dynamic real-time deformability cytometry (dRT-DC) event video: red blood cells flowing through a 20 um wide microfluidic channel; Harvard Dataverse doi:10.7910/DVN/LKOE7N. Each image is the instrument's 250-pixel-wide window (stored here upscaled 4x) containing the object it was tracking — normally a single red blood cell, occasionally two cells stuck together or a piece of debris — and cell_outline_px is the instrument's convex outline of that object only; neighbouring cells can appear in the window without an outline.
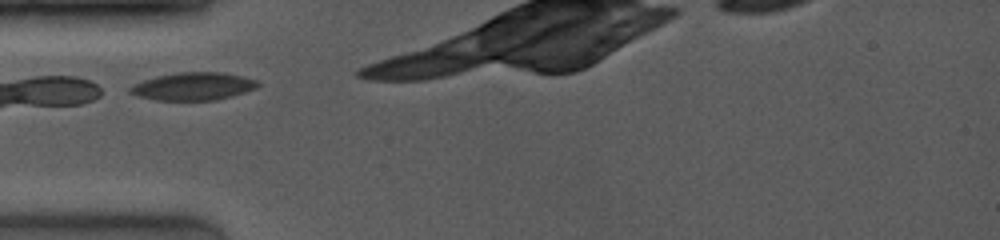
{"species": "common noctule bat (a hibernating species)", "species_latin": "Nyctalus noctula", "temperature_condition": "room temperature", "stored_images_in_passage": 4, "camera_frame_rate_fps": 4000, "um_per_image_px": 0.085, "animal": {"sex": "female", "body_mass_g": 19.0, "forearm_length_mm": 53.3}, "frame": {"image": 1, "passage_image": 1, "time_ms": 0.0, "image_size_px": [1000, 240], "cell_outline_px": [[260, 84], [256, 88], [232, 96], [216, 100], [156, 100], [136, 96], [128, 92], [128, 88], [144, 80], [156, 76], [176, 72], [224, 72], [244, 76], [256, 80]], "centroid_in_image_um": [16.43, 7.33], "position_along_channel_um": 68.6, "area_um2": 20.75}}